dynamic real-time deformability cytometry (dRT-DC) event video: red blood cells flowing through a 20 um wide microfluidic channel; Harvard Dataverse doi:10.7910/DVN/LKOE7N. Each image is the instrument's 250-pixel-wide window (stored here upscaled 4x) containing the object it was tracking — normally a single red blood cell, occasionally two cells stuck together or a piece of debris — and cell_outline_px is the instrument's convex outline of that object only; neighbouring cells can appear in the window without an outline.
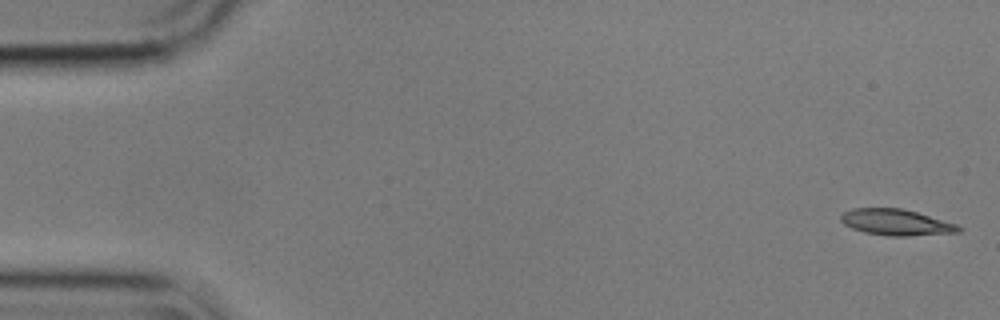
{"species": "common noctule bat (a hibernating species)", "species_latin": "Nyctalus noctula", "temperature_condition": "cold", "stored_images_in_passage": 56, "camera_frame_rate_fps": 3000, "um_per_image_px": 0.085, "animal": {"sex": "male", "body_mass_g": 17.9}, "frame": {"image": 1, "passage_image": 1, "time_ms": 0.0, "image_size_px": [1000, 320], "cell_outline_px": [[964, 228], [960, 232], [908, 236], [888, 236], [864, 232], [852, 228], [844, 224], [840, 220], [840, 216], [844, 212], [852, 208], [900, 208], [916, 212], [956, 224]], "centroid_in_image_um": [76.16, 18.9], "position_along_channel_um": 8.8, "area_um2": 17.86}}
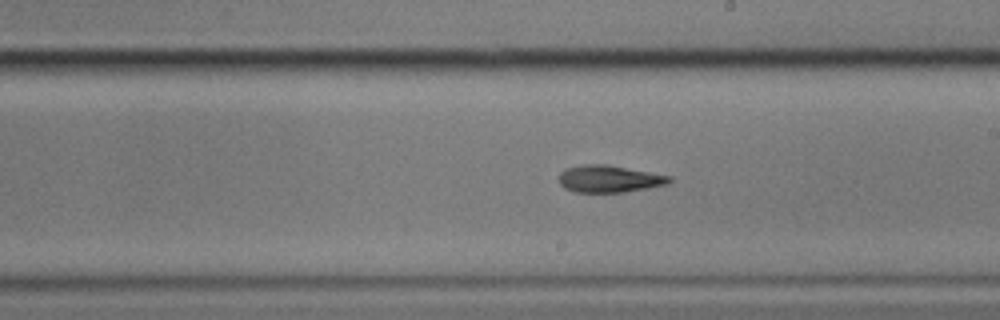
{"frame": {"image": 2, "passage_image": 31, "time_ms": 10.0, "image_size_px": [1000, 320], "cell_outline_px": [[672, 180], [668, 184], [648, 188], [624, 192], [576, 192], [564, 188], [560, 184], [560, 172], [568, 168], [584, 164], [608, 164], [672, 176]], "centroid_in_image_um": [51.82, 15.2], "position_along_channel_um": 237.2, "area_um2": 17.46}}
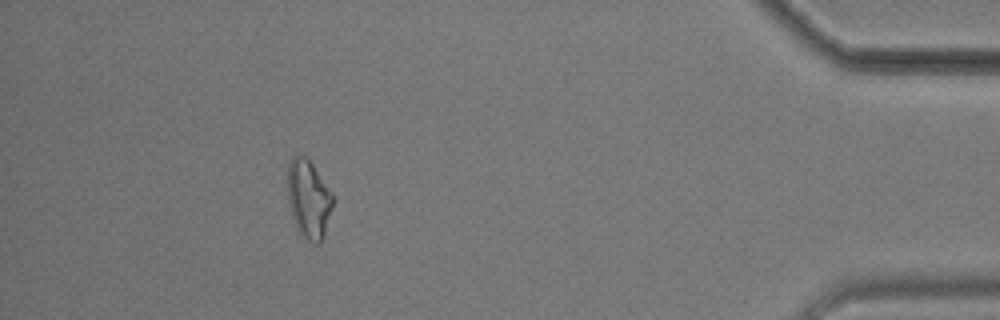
{"frame": {"image": 3, "passage_image": 50, "time_ms": 16.333, "image_size_px": [1000, 320], "cell_outline_px": [[336, 200], [324, 236], [320, 244], [316, 244], [308, 240], [296, 228], [288, 204], [288, 164], [292, 156], [300, 152], [312, 164]], "centroid_in_image_um": [26.25, 16.92], "position_along_channel_um": 409.0, "area_um2": 20.87}, "authors_computed_cell_mechanics": {"area_um2": 17.9758, "velocity_mm_per_s": 3.5634, "shape_relaxation_time_tau1_ms": 3.975, "shape_relaxation_time_tau2_ms": null, "deformation_change_tau1": 0.1194, "deformation_change_tau2": null}}